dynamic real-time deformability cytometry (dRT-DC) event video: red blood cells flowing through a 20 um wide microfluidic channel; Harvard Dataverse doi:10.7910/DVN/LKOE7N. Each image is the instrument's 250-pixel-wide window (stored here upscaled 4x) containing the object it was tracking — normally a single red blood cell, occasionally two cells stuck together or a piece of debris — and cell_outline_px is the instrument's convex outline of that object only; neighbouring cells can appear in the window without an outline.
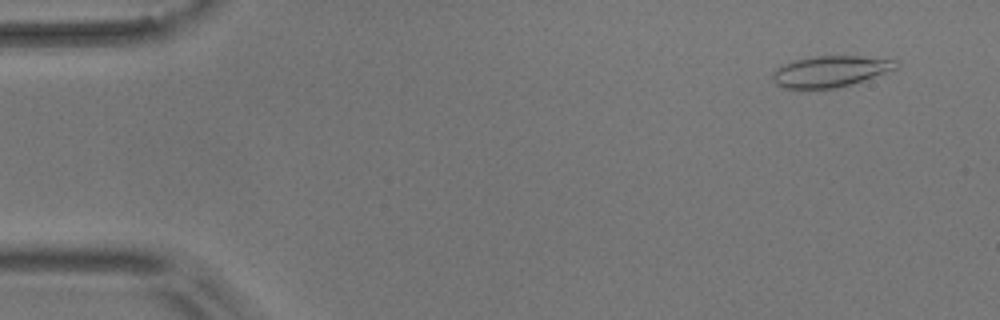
{"species": "common noctule bat (a hibernating species)", "species_latin": "Nyctalus noctula", "temperature_condition": "room temperature", "stored_images_in_passage": 55, "camera_frame_rate_fps": 3000, "um_per_image_px": 0.085, "animal": {"sex": "male", "body_mass_g": 17.9}, "frame": {"image": 1, "passage_image": 4, "time_ms": 1.0, "image_size_px": [1000, 320], "cell_outline_px": [[900, 64], [896, 68], [852, 84], [836, 88], [784, 88], [776, 84], [772, 80], [772, 72], [784, 64], [792, 60], [816, 56], [860, 56], [900, 60]], "centroid_in_image_um": [70.58, 6.06], "position_along_channel_um": 14.4, "area_um2": 22.31}}
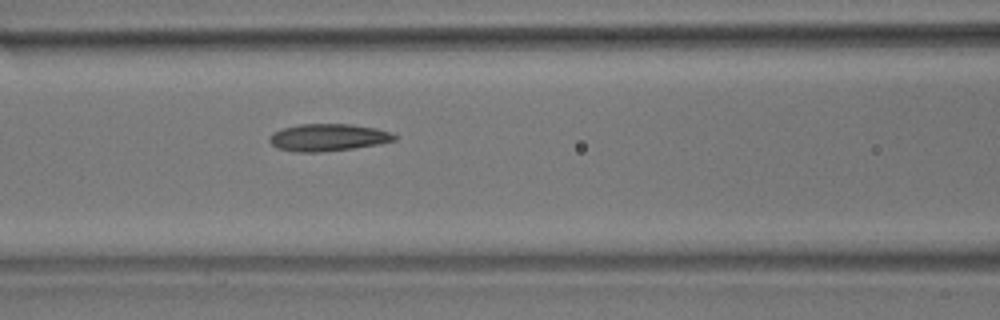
{"frame": {"image": 2, "passage_image": 23, "time_ms": 7.333, "image_size_px": [1000, 320], "cell_outline_px": [[396, 140], [380, 144], [324, 152], [296, 152], [276, 148], [268, 140], [268, 136], [272, 132], [280, 128], [300, 124], [352, 124], [376, 128], [392, 132], [396, 136]], "centroid_in_image_um": [27.85, 11.68], "position_along_channel_um": 138.7, "area_um2": 20.11}}
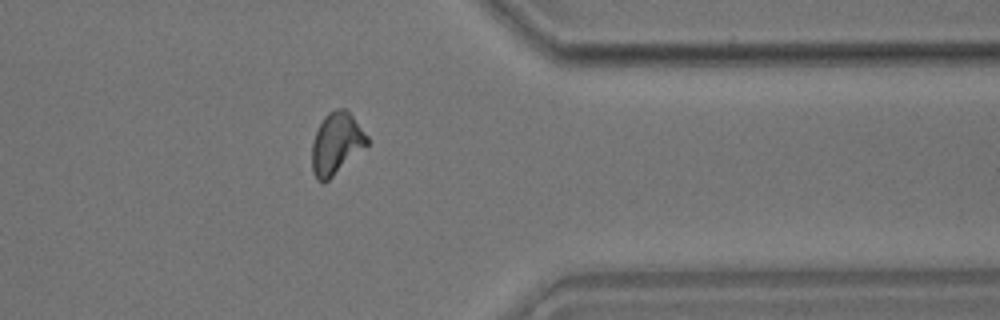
{"frame": {"image": 3, "passage_image": 44, "time_ms": 14.333, "image_size_px": [1000, 320], "cell_outline_px": [[368, 144], [324, 184], [316, 180], [312, 172], [312, 144], [316, 132], [324, 116], [328, 112], [336, 108], [344, 108], [352, 116], [368, 136]], "centroid_in_image_um": [28.56, 12.22], "position_along_channel_um": 382.8, "area_um2": 19.65}, "authors_computed_cell_mechanics": {"area_um2": 19.7098, "velocity_mm_per_s": 3.6413, "shape_relaxation_time_tau1_ms": 5.7829, "shape_relaxation_time_tau2_ms": 3.4128, "deformation_change_tau1": 0.1629, "deformation_change_tau2": 0.1113}}